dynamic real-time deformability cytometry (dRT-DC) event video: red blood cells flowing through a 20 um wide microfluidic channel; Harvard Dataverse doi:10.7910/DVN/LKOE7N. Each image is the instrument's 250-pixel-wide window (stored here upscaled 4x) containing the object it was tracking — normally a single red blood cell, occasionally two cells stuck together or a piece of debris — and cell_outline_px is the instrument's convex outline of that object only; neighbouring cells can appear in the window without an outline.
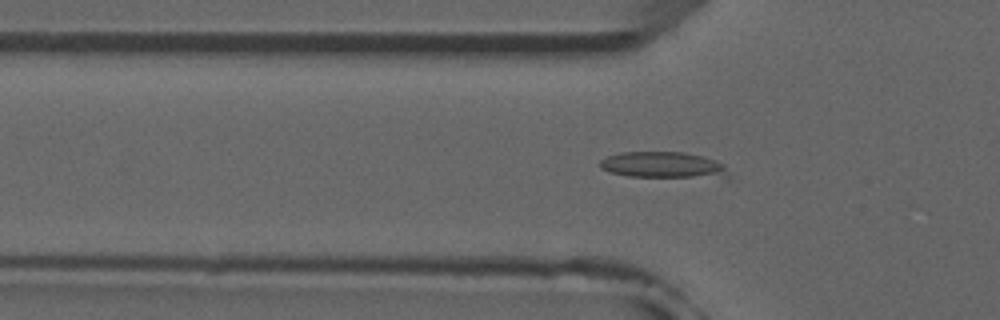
{"species": "common noctule bat (a hibernating species)", "species_latin": "Nyctalus noctula", "temperature_condition": "room temperature", "stored_images_in_passage": 45, "camera_frame_rate_fps": 3000, "um_per_image_px": 0.085, "animal": {"sex": "male", "forearm_length_mm": 52.5}, "frame": {"image": 1, "passage_image": 10, "time_ms": 3.0, "image_size_px": [1000, 320], "cell_outline_px": [[728, 180], [628, 176], [612, 172], [600, 168], [600, 160], [608, 156], [624, 152], [684, 152], [704, 156], [716, 160], [724, 164], [728, 176]], "centroid_in_image_um": [56.52, 14.07], "position_along_channel_um": 69.3, "area_um2": 20.4}}
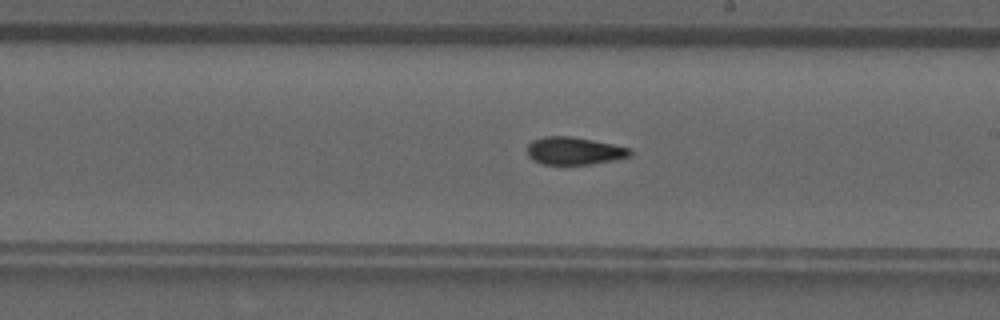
{"frame": {"image": 2, "passage_image": 23, "time_ms": 7.333, "image_size_px": [1000, 320], "cell_outline_px": [[632, 156], [592, 164], [544, 164], [532, 160], [528, 156], [528, 144], [532, 140], [544, 136], [572, 136], [612, 144], [628, 148], [632, 152]], "centroid_in_image_um": [48.78, 12.82], "position_along_channel_um": 240.2, "area_um2": 16.47}}
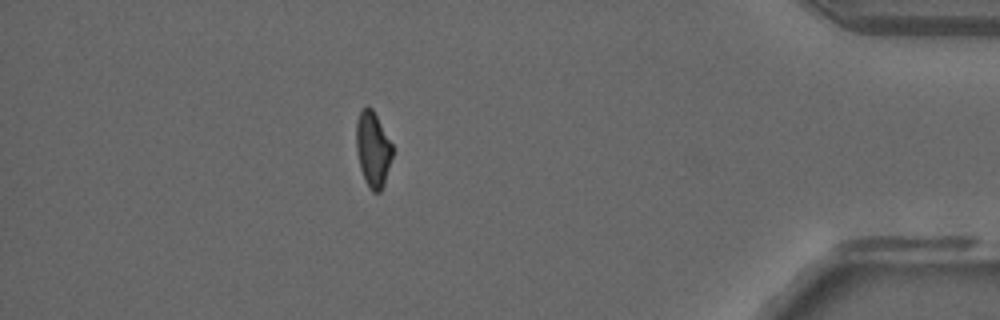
{"frame": {"image": 3, "passage_image": 39, "time_ms": 12.667, "image_size_px": [1000, 320], "cell_outline_px": [[392, 156], [384, 184], [380, 192], [372, 192], [368, 188], [364, 180], [360, 168], [356, 148], [356, 120], [360, 112], [368, 104], [372, 108], [392, 144]], "centroid_in_image_um": [31.68, 12.7], "position_along_channel_um": 403.5, "area_um2": 15.9}, "authors_computed_cell_mechanics": {"area_um2": 16.762, "velocity_mm_per_s": 3.9204, "shape_relaxation_time_tau1_ms": null, "shape_relaxation_time_tau2_ms": 2.6781, "deformation_change_tau1": null, "deformation_change_tau2": 0.0717}}